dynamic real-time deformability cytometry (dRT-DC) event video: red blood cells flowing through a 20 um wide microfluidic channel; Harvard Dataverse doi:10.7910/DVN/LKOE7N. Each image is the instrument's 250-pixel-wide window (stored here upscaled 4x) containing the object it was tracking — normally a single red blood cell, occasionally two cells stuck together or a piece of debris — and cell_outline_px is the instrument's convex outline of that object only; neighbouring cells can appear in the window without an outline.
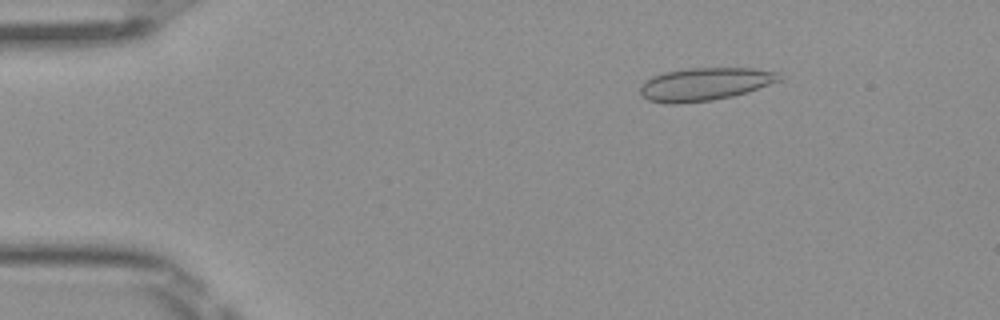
{"species": "Egyptian fruit bat (a non-hibernating species)", "species_latin": "Rousettus aegyptiacus", "temperature_condition": "room temperature", "stored_images_in_passage": 49, "camera_frame_rate_fps": 3000, "um_per_image_px": 0.085, "frame": {"image": 1, "passage_image": 7, "time_ms": 2.0, "image_size_px": [1000, 320], "cell_outline_px": [[784, 76], [780, 80], [748, 92], [732, 96], [712, 100], [676, 104], [668, 104], [648, 100], [640, 96], [640, 88], [644, 80], [652, 76], [664, 72], [688, 68], [752, 68], [780, 72]], "centroid_in_image_um": [59.9, 7.15], "position_along_channel_um": 25.1, "area_um2": 26.88}}
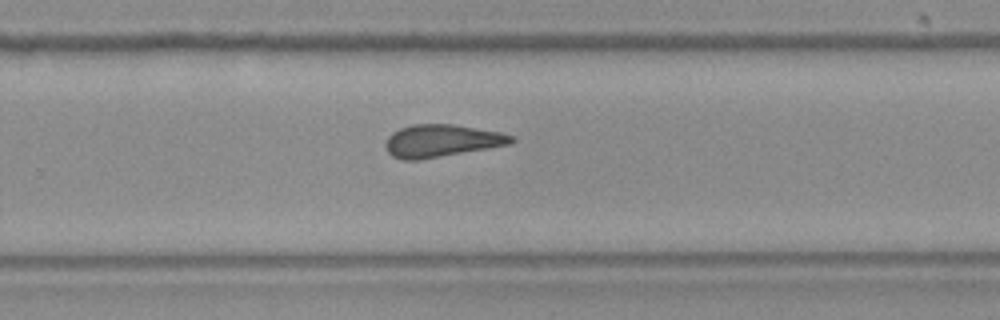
{"frame": {"image": 2, "passage_image": 32, "time_ms": 10.333, "image_size_px": [1000, 320], "cell_outline_px": [[516, 140], [512, 144], [420, 160], [400, 160], [392, 156], [388, 152], [384, 144], [388, 136], [392, 132], [400, 128], [412, 124], [452, 124], [500, 132], [516, 136]], "centroid_in_image_um": [37.54, 11.97], "position_along_channel_um": 292.3, "area_um2": 24.04}}
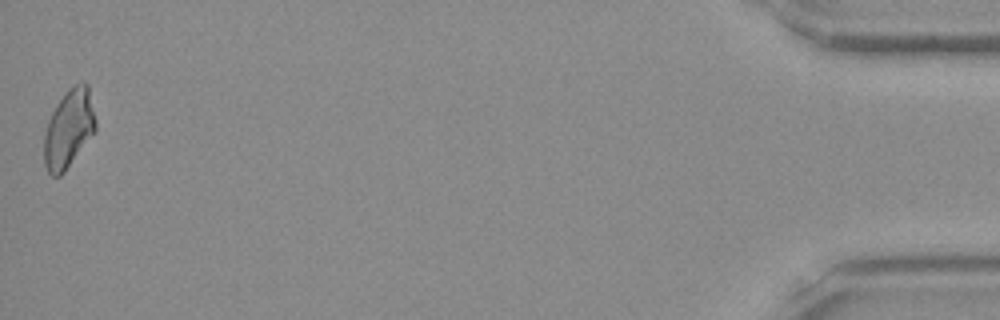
{"frame": {"image": 3, "passage_image": 49, "time_ms": 16.0, "image_size_px": [1000, 320], "cell_outline_px": [[96, 132], [64, 172], [60, 176], [52, 176], [48, 172], [44, 164], [44, 132], [48, 120], [56, 104], [68, 88], [84, 80], [88, 84], [96, 120]], "centroid_in_image_um": [5.86, 10.93], "position_along_channel_um": 429.3, "area_um2": 23.81}, "authors_computed_cell_mechanics": {"area_um2": 23.987, "velocity_mm_per_s": 4.0662, "shape_relaxation_time_tau1_ms": null, "shape_relaxation_time_tau2_ms": 1.7479, "deformation_change_tau1": null, "deformation_change_tau2": 0.0862}}